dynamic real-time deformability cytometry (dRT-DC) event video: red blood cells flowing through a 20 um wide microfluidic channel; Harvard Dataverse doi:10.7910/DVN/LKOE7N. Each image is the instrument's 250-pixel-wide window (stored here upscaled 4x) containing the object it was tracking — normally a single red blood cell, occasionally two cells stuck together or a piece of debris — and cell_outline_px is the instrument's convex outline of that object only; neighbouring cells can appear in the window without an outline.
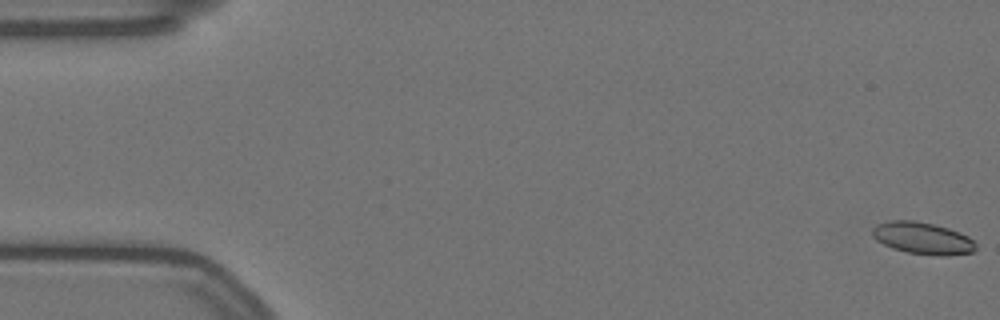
{"species": "Egyptian fruit bat (a non-hibernating species)", "species_latin": "Rousettus aegyptiacus", "temperature_condition": "warm", "stored_images_in_passage": 58, "camera_frame_rate_fps": 3000, "um_per_image_px": 0.085, "animal": {"sex": "female"}, "frame": {"image": 1, "passage_image": 1, "time_ms": 0.0, "image_size_px": [1000, 320], "cell_outline_px": [[976, 248], [972, 252], [948, 256], [936, 256], [908, 252], [892, 248], [876, 240], [872, 236], [872, 228], [876, 224], [888, 220], [916, 220], [948, 228], [960, 232], [968, 236], [976, 244]], "centroid_in_image_um": [78.41, 20.24], "position_along_channel_um": 6.6, "area_um2": 19.42}}
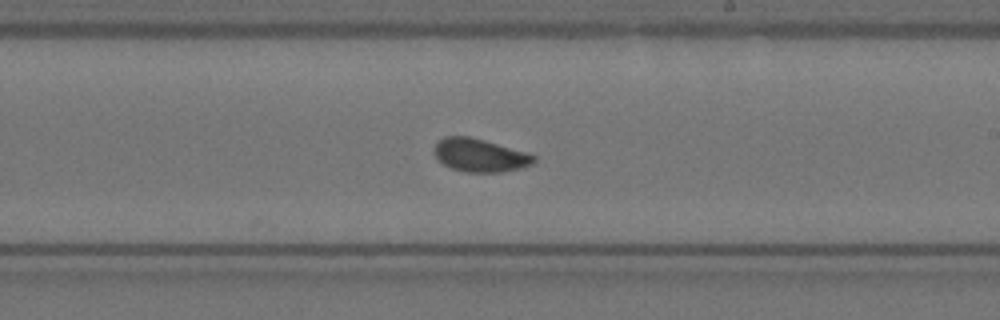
{"frame": {"image": 2, "passage_image": 34, "time_ms": 11.0, "image_size_px": [1000, 320], "cell_outline_px": [[536, 160], [532, 164], [520, 168], [500, 172], [464, 172], [452, 168], [444, 164], [432, 152], [436, 144], [444, 136], [468, 136], [484, 140], [528, 152], [536, 156]], "centroid_in_image_um": [40.8, 13.19], "position_along_channel_um": 248.2, "area_um2": 19.19}}
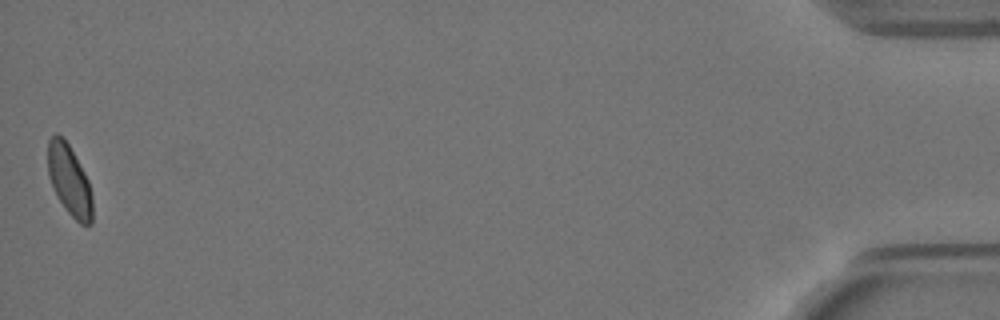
{"frame": {"image": 3, "passage_image": 58, "time_ms": 19.0, "image_size_px": [1000, 320], "cell_outline_px": [[92, 224], [80, 224], [64, 208], [56, 196], [48, 176], [48, 140], [56, 132], [64, 136], [84, 172], [88, 180], [92, 196]], "centroid_in_image_um": [5.88, 15.3], "position_along_channel_um": 429.3, "area_um2": 18.44}, "authors_computed_cell_mechanics": {"area_um2": 19.3341, "velocity_mm_per_s": 3.4983, "shape_relaxation_time_tau1_ms": 6.0423, "shape_relaxation_time_tau2_ms": 0.9286, "deformation_change_tau1": 0.1123, "deformation_change_tau2": 0.0635}}